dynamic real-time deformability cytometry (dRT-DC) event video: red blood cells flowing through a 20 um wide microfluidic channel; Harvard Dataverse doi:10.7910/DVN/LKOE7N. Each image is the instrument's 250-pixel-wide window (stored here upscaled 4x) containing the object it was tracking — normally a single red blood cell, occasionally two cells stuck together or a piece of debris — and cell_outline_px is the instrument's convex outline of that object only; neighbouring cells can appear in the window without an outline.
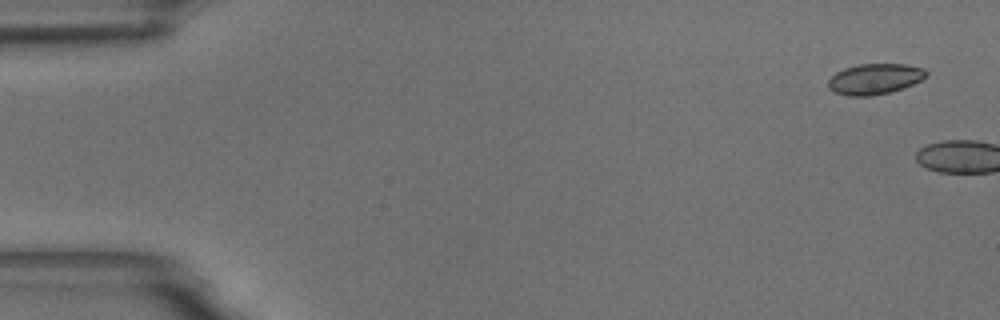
{"species": "common noctule bat (a hibernating species)", "species_latin": "Nyctalus noctula", "temperature_condition": "room temperature", "stored_images_in_passage": 3, "camera_frame_rate_fps": 3000, "um_per_image_px": 0.085, "animal": {"sex": "male", "body_mass_g": 18.8}, "frame": {"image": 1, "passage_image": 1, "time_ms": 0.0, "image_size_px": [1000, 320], "cell_outline_px": [[928, 76], [904, 88], [872, 96], [848, 96], [832, 92], [828, 88], [828, 80], [836, 72], [844, 68], [860, 64], [908, 64], [924, 68], [928, 72]], "centroid_in_image_um": [74.35, 6.71], "position_along_channel_um": 10.7, "area_um2": 17.69}}